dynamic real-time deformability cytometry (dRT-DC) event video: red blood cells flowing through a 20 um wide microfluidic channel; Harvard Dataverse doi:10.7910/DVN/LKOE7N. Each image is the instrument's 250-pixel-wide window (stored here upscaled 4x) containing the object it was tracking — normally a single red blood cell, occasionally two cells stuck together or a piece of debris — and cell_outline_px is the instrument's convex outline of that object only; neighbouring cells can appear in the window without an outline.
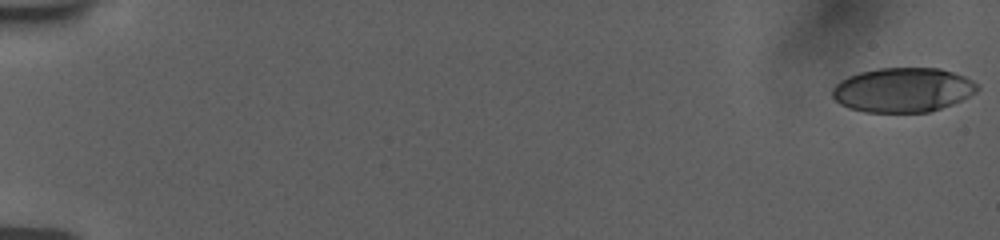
{"species": "human", "species_latin": "Homo sapiens", "temperature_condition": "room temperature", "stored_images_in_passage": 25, "camera_frame_rate_fps": 3000, "um_per_image_px": 0.085, "donor": {"sex": "female"}, "frame": {"image": 1, "passage_image": 1, "time_ms": 0.0, "image_size_px": [1000, 240], "cell_outline_px": [[980, 88], [976, 92], [952, 104], [928, 112], [864, 112], [848, 108], [840, 104], [832, 96], [832, 88], [840, 80], [848, 76], [860, 72], [880, 68], [940, 68], [964, 76], [980, 84]], "centroid_in_image_um": [76.73, 7.64], "position_along_channel_um": 8.3, "area_um2": 37.63}}
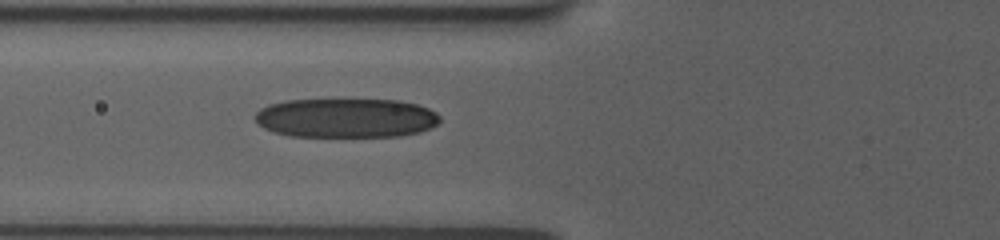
{"frame": {"image": 2, "passage_image": 22, "time_ms": 7.333, "image_size_px": [1000, 240], "cell_outline_px": [[440, 120], [436, 124], [420, 132], [400, 136], [292, 136], [272, 132], [264, 128], [256, 120], [256, 112], [260, 108], [268, 104], [284, 100], [400, 100], [416, 104], [428, 108], [436, 112], [440, 116]], "centroid_in_image_um": [29.4, 10.02], "position_along_channel_um": 96.4, "area_um2": 42.31}}
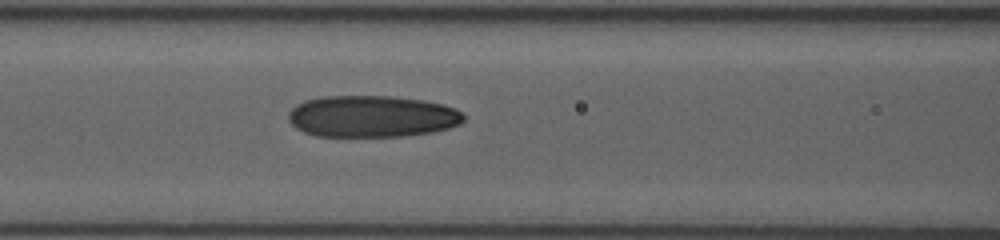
{"frame": {"image": 3, "passage_image": 25, "time_ms": 8.333, "image_size_px": [1000, 240], "cell_outline_px": [[464, 120], [460, 124], [448, 128], [432, 132], [404, 136], [316, 136], [304, 132], [296, 128], [288, 120], [288, 112], [296, 104], [304, 100], [320, 96], [392, 96], [424, 100], [444, 104], [456, 108], [464, 116]], "centroid_in_image_um": [31.6, 9.88], "position_along_channel_um": 135.0, "area_um2": 42.89}}